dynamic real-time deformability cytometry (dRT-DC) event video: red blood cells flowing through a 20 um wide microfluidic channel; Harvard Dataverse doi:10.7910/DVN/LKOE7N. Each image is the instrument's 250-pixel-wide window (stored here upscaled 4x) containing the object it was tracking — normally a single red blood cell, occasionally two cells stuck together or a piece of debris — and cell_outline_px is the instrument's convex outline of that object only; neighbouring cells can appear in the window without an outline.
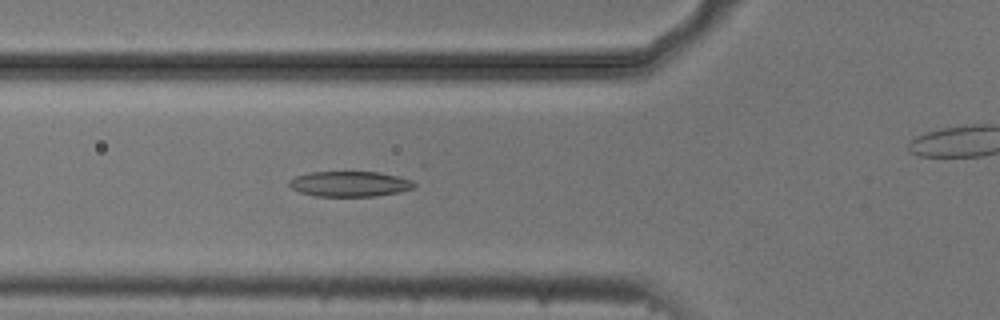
{"species": "common noctule bat (a hibernating species)", "species_latin": "Nyctalus noctula", "temperature_condition": "cold", "stored_images_in_passage": 46, "camera_frame_rate_fps": 3000, "um_per_image_px": 0.085, "animal": {"sex": "male", "body_mass_g": 20.5, "forearm_length_mm": 52.5}, "frame": {"image": 1, "passage_image": 19, "time_ms": 6.0, "image_size_px": [1000, 320], "cell_outline_px": [[416, 188], [400, 192], [376, 196], [316, 196], [300, 192], [292, 188], [288, 184], [288, 180], [296, 176], [308, 172], [380, 172], [416, 176]], "centroid_in_image_um": [29.91, 15.61], "position_along_channel_um": 95.9, "area_um2": 19.25}}
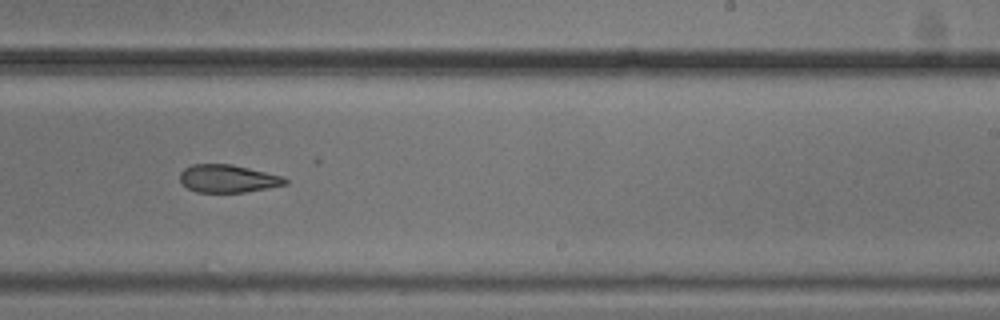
{"frame": {"image": 2, "passage_image": 33, "time_ms": 10.667, "image_size_px": [1000, 320], "cell_outline_px": [[288, 184], [244, 192], [196, 192], [188, 188], [180, 180], [180, 172], [184, 168], [192, 164], [232, 164], [284, 176], [288, 180]], "centroid_in_image_um": [19.38, 15.17], "position_along_channel_um": 269.6, "area_um2": 17.05}}
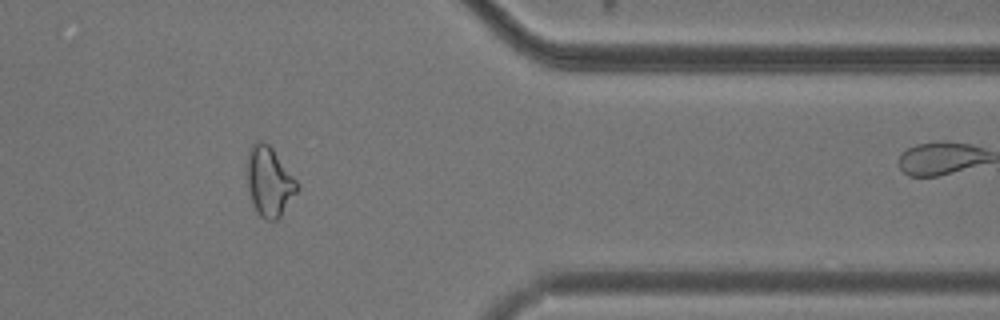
{"frame": {"image": 3, "passage_image": 44, "time_ms": 14.333, "image_size_px": [1000, 320], "cell_outline_px": [[300, 188], [280, 216], [276, 220], [268, 220], [260, 216], [256, 212], [252, 204], [248, 188], [248, 152], [252, 144], [260, 140], [264, 140], [272, 148], [300, 184]], "centroid_in_image_um": [22.9, 15.44], "position_along_channel_um": 388.5, "area_um2": 20.23}, "authors_computed_cell_mechanics": {"area_um2": 19.2185, "velocity_mm_per_s": 3.699, "shape_relaxation_time_tau1_ms": 3.812, "shape_relaxation_time_tau2_ms": 7.9504, "deformation_change_tau1": 0.1278, "deformation_change_tau2": 0.1692}}